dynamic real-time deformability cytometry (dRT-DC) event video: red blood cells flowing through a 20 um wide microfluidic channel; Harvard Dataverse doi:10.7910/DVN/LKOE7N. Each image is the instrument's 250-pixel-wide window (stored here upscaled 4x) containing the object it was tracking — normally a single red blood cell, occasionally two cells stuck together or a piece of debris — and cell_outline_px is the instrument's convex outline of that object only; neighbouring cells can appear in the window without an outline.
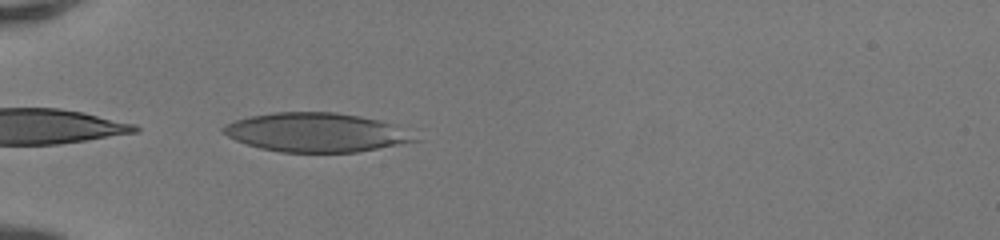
{"species": "human", "species_latin": "Homo sapiens", "temperature_condition": "room temperature", "stored_images_in_passage": 34, "camera_frame_rate_fps": 3000, "um_per_image_px": 0.085, "donor": {"sex": "female"}, "frame": {"image": 1, "passage_image": 1, "time_ms": 0.0, "image_size_px": [1000, 240], "cell_outline_px": [[424, 140], [356, 152], [280, 152], [260, 148], [236, 140], [220, 132], [220, 128], [224, 124], [248, 116], [272, 112], [336, 112], [360, 116], [380, 120], [396, 124]], "centroid_in_image_um": [26.9, 11.25], "position_along_channel_um": 58.1, "area_um2": 43.93}}
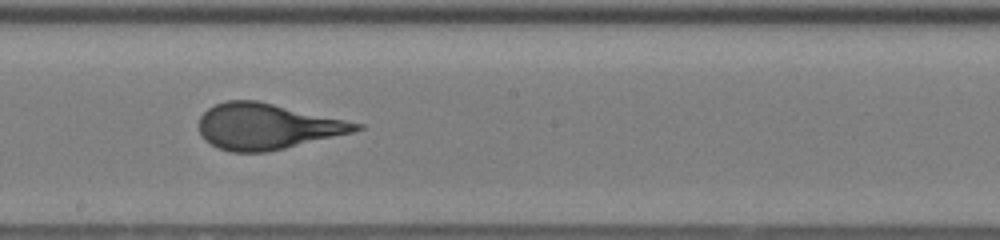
{"frame": {"image": 2, "passage_image": 14, "time_ms": 4.333, "image_size_px": [1000, 240], "cell_outline_px": [[364, 128], [352, 132], [284, 148], [264, 152], [232, 152], [220, 148], [204, 140], [200, 132], [200, 116], [208, 108], [216, 104], [228, 100], [256, 100], [364, 124]], "centroid_in_image_um": [22.68, 10.74], "position_along_channel_um": 225.5, "area_um2": 41.38}}
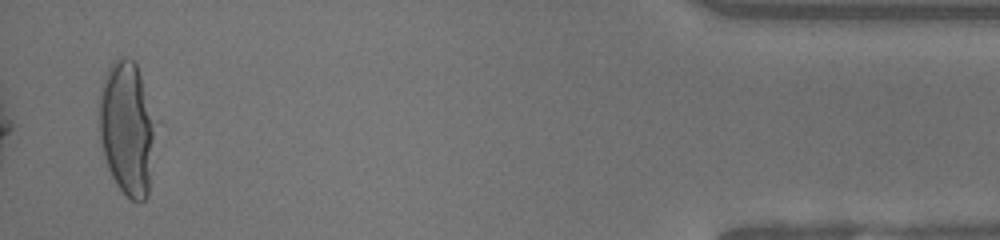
{"frame": {"image": 3, "passage_image": 33, "time_ms": 10.667, "image_size_px": [1000, 240], "cell_outline_px": [[152, 140], [148, 196], [144, 200], [132, 200], [116, 184], [108, 168], [104, 156], [100, 136], [100, 92], [104, 80], [112, 60], [116, 56], [124, 56], [136, 60], [140, 76], [152, 132]], "centroid_in_image_um": [10.72, 10.89], "position_along_channel_um": 424.5, "area_um2": 41.73}, "authors_computed_cell_mechanics": {"area_um2": 41.7027, "velocity_mm_per_s": 4.1875, "shape_relaxation_time_tau1_ms": 5.5355, "shape_relaxation_time_tau2_ms": null, "deformation_change_tau1": 0.2491, "deformation_change_tau2": null}}